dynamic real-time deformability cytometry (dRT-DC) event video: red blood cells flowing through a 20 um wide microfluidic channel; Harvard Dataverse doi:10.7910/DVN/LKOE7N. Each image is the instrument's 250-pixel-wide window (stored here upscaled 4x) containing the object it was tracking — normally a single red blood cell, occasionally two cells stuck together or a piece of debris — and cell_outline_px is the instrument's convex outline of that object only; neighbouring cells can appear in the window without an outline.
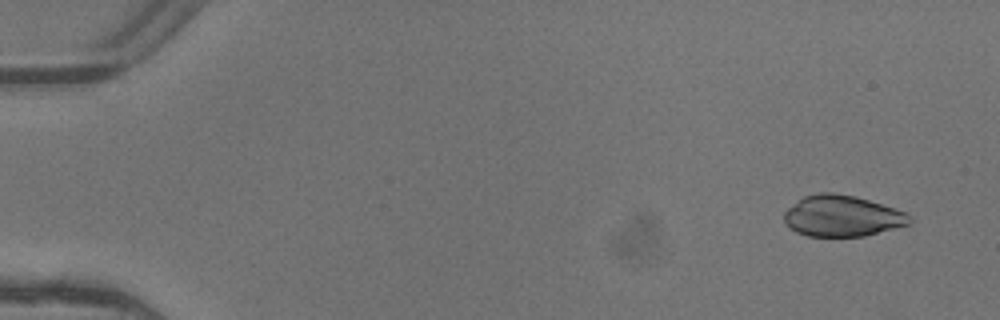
{"species": "common noctule bat (a hibernating species)", "species_latin": "Nyctalus noctula", "temperature_condition": "warm", "stored_images_in_passage": 5, "camera_frame_rate_fps": 3000, "um_per_image_px": 0.085, "animal": {"sex": "female"}, "frame": {"image": 1, "passage_image": 1, "time_ms": 0.0, "image_size_px": [1000, 320], "cell_outline_px": [[912, 220], [908, 224], [864, 236], [808, 236], [796, 232], [784, 220], [784, 212], [788, 208], [804, 196], [820, 192], [832, 192], [856, 196], [904, 212], [912, 216]], "centroid_in_image_um": [71.56, 18.35], "position_along_channel_um": 13.4, "area_um2": 29.65}}
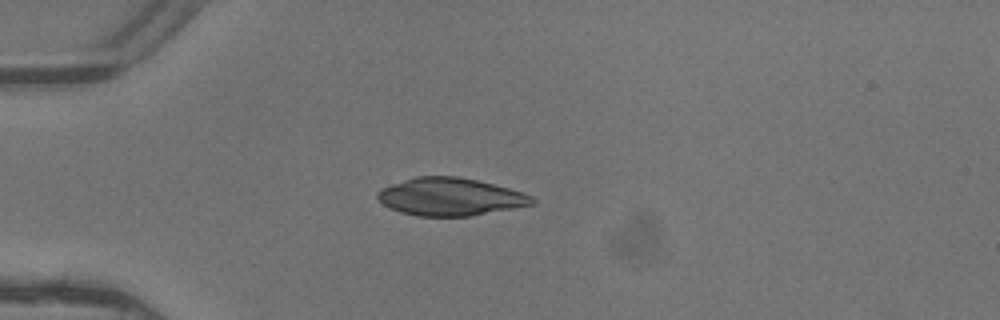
{"frame": {"image": 2, "passage_image": 4, "time_ms": 1.0, "image_size_px": [1000, 320], "cell_outline_px": [[536, 204], [472, 216], [416, 216], [400, 212], [384, 204], [376, 196], [376, 192], [380, 188], [416, 176], [456, 176], [476, 180], [524, 192], [532, 196], [536, 200]], "centroid_in_image_um": [38.29, 16.73], "position_along_channel_um": 46.7, "area_um2": 33.99}}